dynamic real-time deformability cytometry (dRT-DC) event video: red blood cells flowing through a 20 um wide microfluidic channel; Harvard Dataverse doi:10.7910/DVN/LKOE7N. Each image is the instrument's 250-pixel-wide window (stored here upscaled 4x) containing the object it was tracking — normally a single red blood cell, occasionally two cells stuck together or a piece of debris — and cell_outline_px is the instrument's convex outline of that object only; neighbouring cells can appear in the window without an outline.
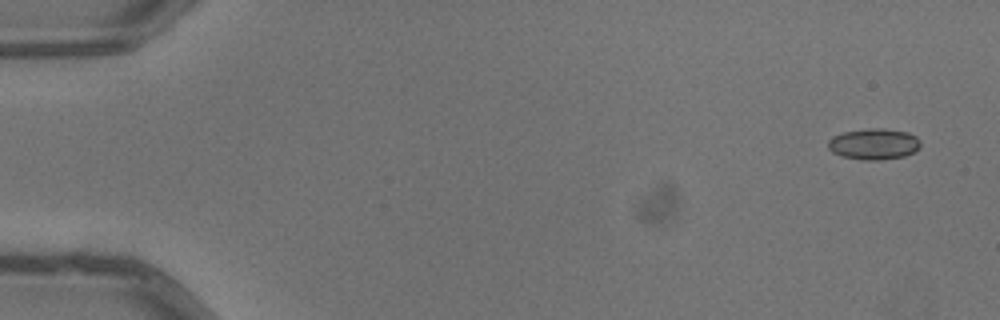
{"species": "common noctule bat (a hibernating species)", "species_latin": "Nyctalus noctula", "temperature_condition": "warm", "stored_images_in_passage": 7, "camera_frame_rate_fps": 3000, "um_per_image_px": 0.085, "animal": {"sex": "male", "body_mass_g": 13.3}, "frame": {"image": 1, "passage_image": 1, "time_ms": 0.0, "image_size_px": [1000, 320], "cell_outline_px": [[920, 148], [904, 156], [880, 160], [864, 160], [844, 156], [832, 152], [828, 148], [828, 140], [832, 136], [844, 132], [868, 128], [884, 128], [908, 132], [916, 136], [920, 140]], "centroid_in_image_um": [74.28, 12.23], "position_along_channel_um": 10.7, "area_um2": 16.76}}
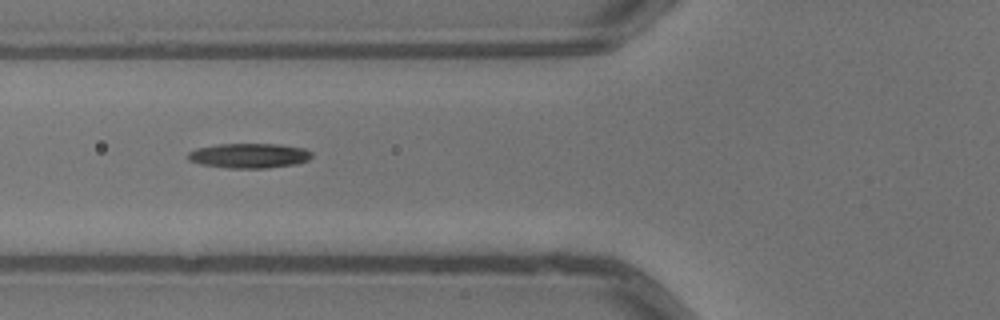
{"frame": {"image": 2, "passage_image": 6, "time_ms": 1.667, "image_size_px": [1000, 320], "cell_outline_px": [[312, 156], [308, 160], [296, 164], [264, 168], [228, 168], [200, 164], [188, 160], [188, 152], [196, 148], [216, 144], [280, 144], [304, 148], [312, 152]], "centroid_in_image_um": [21.17, 13.22], "position_along_channel_um": 104.6, "area_um2": 17.98}}
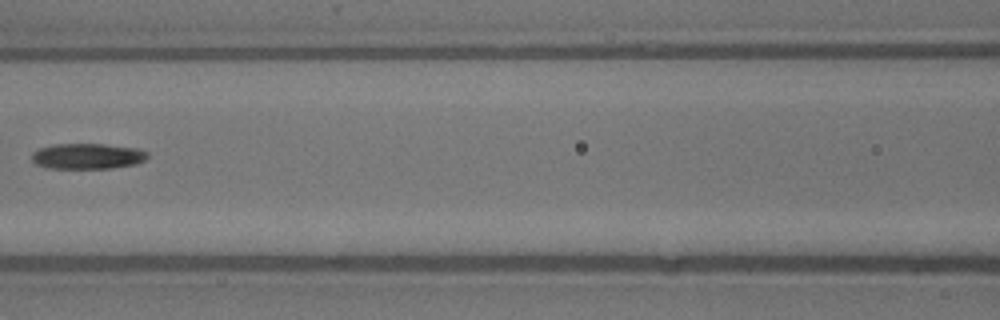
{"frame": {"image": 3, "passage_image": 7, "time_ms": 2.0, "image_size_px": [1000, 320], "cell_outline_px": [[148, 156], [144, 160], [136, 164], [112, 168], [48, 168], [36, 164], [32, 160], [32, 152], [40, 148], [52, 144], [104, 144], [140, 148], [148, 152]], "centroid_in_image_um": [7.45, 13.27], "position_along_channel_um": 159.1, "area_um2": 17.4}}